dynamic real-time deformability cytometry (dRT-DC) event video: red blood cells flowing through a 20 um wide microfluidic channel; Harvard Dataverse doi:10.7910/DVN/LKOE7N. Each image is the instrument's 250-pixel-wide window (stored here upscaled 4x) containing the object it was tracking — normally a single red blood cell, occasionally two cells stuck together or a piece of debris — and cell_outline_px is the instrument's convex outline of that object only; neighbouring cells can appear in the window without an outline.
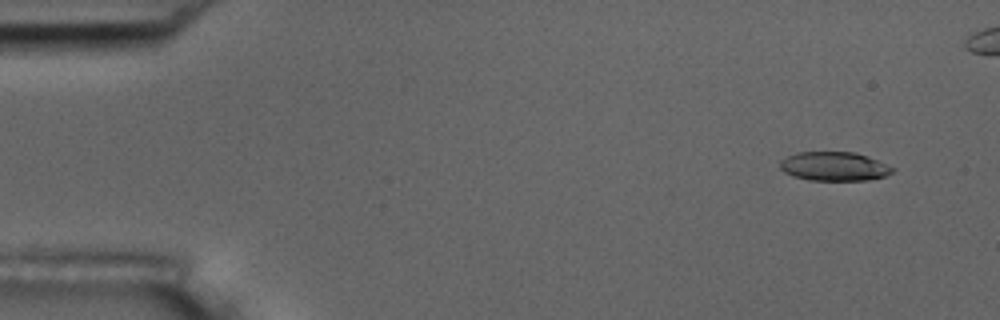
{"species": "common noctule bat (a hibernating species)", "species_latin": "Nyctalus noctula", "temperature_condition": "room temperature", "stored_images_in_passage": 47, "camera_frame_rate_fps": 3000, "um_per_image_px": 0.085, "animal": {"sex": "male", "body_mass_g": 17.5, "forearm_length_mm": 52.3}, "frame": {"image": 1, "passage_image": 1, "time_ms": 0.0, "image_size_px": [1000, 320], "cell_outline_px": [[896, 168], [892, 172], [884, 176], [868, 180], [808, 180], [792, 176], [784, 172], [780, 168], [780, 160], [796, 152], [856, 152], [868, 156]], "centroid_in_image_um": [70.9, 14.14], "position_along_channel_um": 14.1, "area_um2": 19.07}}
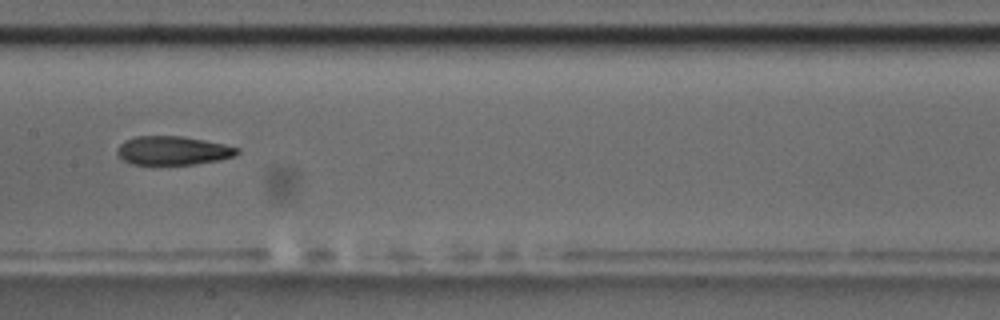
{"frame": {"image": 2, "passage_image": 25, "time_ms": 8.0, "image_size_px": [1000, 320], "cell_outline_px": [[240, 152], [236, 156], [220, 160], [192, 164], [132, 164], [124, 160], [116, 152], [120, 144], [124, 140], [136, 136], [180, 136], [204, 140], [224, 144], [240, 148]], "centroid_in_image_um": [14.73, 12.79], "position_along_channel_um": 192.7, "area_um2": 20.06}}
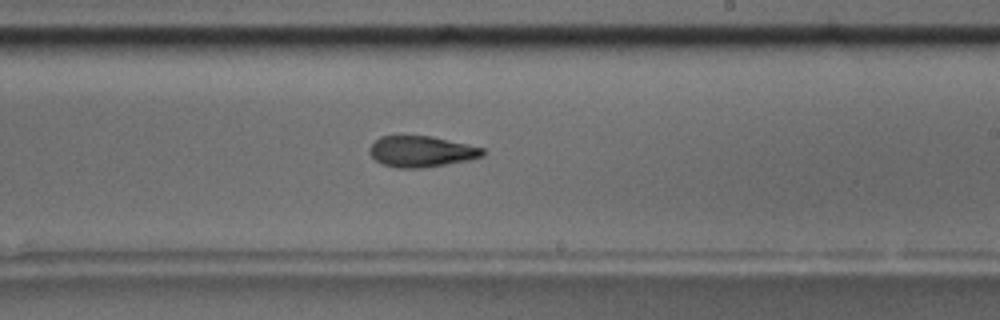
{"frame": {"image": 3, "passage_image": 30, "time_ms": 9.667, "image_size_px": [1000, 320], "cell_outline_px": [[484, 156], [468, 160], [424, 168], [396, 168], [380, 164], [368, 152], [368, 148], [380, 136], [432, 136], [468, 144], [484, 148]], "centroid_in_image_um": [35.8, 12.88], "position_along_channel_um": 253.2, "area_um2": 20.58}}